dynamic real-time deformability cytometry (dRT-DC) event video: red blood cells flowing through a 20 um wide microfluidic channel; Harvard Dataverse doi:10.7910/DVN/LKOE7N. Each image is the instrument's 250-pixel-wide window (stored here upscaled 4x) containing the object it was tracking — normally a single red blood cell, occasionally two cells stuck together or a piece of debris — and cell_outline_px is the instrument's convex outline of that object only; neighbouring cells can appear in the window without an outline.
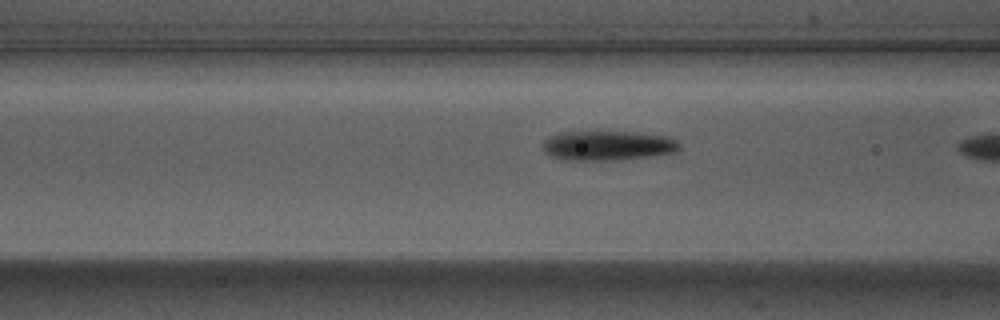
{"species": "Egyptian fruit bat (a non-hibernating species)", "species_latin": "Rousettus aegyptiacus", "temperature_condition": "warm", "stored_images_in_passage": 17, "camera_frame_rate_fps": 3000, "um_per_image_px": 0.085, "animal": {"sex": "male"}, "frame": {"image": 1, "passage_image": 16, "time_ms": 5.0, "image_size_px": [1000, 320], "cell_outline_px": [[680, 148], [676, 152], [652, 156], [616, 160], [560, 160], [544, 152], [544, 140], [552, 136], [564, 132], [628, 132], [672, 136], [680, 144]], "centroid_in_image_um": [51.71, 12.38], "position_along_channel_um": 114.9, "area_um2": 23.58}}